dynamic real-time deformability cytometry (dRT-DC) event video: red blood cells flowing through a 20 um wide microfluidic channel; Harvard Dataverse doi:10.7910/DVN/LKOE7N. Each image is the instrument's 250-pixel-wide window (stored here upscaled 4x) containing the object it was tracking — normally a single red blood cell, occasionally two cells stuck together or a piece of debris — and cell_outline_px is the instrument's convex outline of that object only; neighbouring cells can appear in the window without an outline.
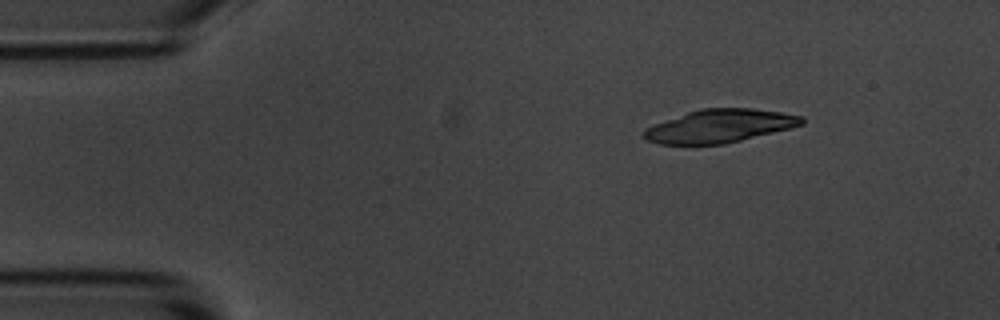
{"species": "common noctule bat (a hibernating species)", "species_latin": "Nyctalus noctula", "temperature_condition": "room temperature", "stored_images_in_passage": 3, "camera_frame_rate_fps": 3000, "um_per_image_px": 0.085, "animal": {"sex": "male", "body_mass_g": 20.1, "forearm_length_mm": 53.5}, "frame": {"image": 1, "passage_image": 1, "time_ms": 0.0, "image_size_px": [1000, 320], "cell_outline_px": [[804, 124], [792, 128], [724, 144], [660, 144], [644, 140], [640, 136], [640, 132], [644, 128], [688, 112], [700, 108], [752, 108], [780, 112], [804, 116]], "centroid_in_image_um": [61.15, 10.71], "position_along_channel_um": 23.9, "area_um2": 30.69}}